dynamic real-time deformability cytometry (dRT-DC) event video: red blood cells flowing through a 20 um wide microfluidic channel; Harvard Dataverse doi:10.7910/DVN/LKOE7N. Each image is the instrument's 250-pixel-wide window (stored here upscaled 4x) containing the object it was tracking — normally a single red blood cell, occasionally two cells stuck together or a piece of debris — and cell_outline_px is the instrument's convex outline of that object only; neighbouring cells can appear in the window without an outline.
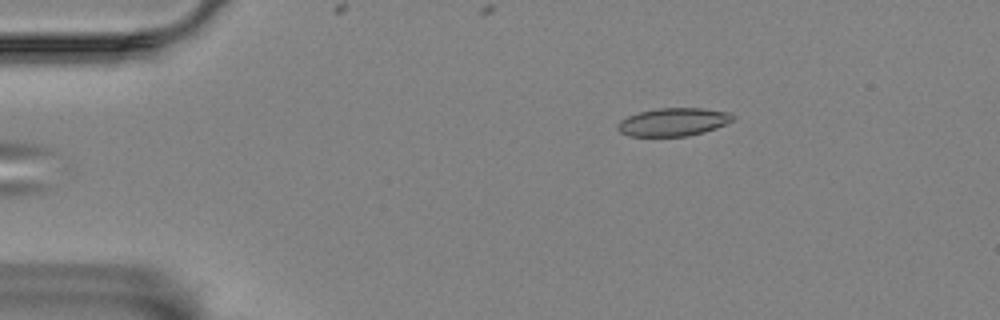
{"species": "Egyptian fruit bat (a non-hibernating species)", "species_latin": "Rousettus aegyptiacus", "temperature_condition": "room temperature", "stored_images_in_passage": 38, "camera_frame_rate_fps": 3000, "um_per_image_px": 0.085, "animal": {"sex": "female"}, "frame": {"image": 1, "passage_image": 2, "time_ms": 0.333, "image_size_px": [1000, 320], "cell_outline_px": [[736, 116], [732, 120], [716, 128], [704, 132], [688, 136], [628, 136], [620, 132], [616, 128], [616, 124], [620, 120], [628, 116], [640, 112], [660, 108], [700, 108], [728, 112]], "centroid_in_image_um": [57.2, 10.37], "position_along_channel_um": 27.8, "area_um2": 18.79}}
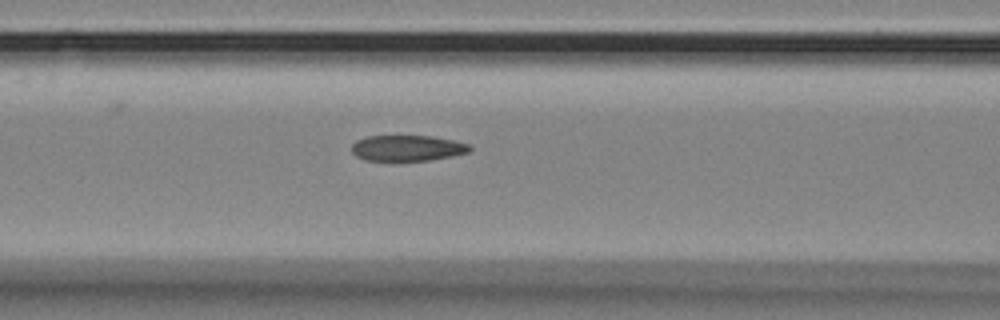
{"frame": {"image": 2, "passage_image": 16, "time_ms": 5.0, "image_size_px": [1000, 320], "cell_outline_px": [[472, 148], [468, 152], [452, 156], [428, 160], [364, 160], [356, 156], [352, 152], [352, 144], [356, 140], [368, 136], [432, 136], [452, 140], [468, 144]], "centroid_in_image_um": [34.6, 12.58], "position_along_channel_um": 132.0, "area_um2": 17.57}}
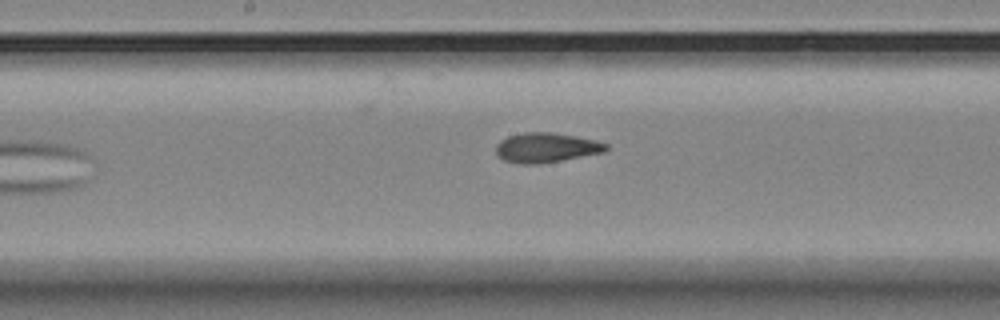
{"frame": {"image": 3, "passage_image": 22, "time_ms": 7.0, "image_size_px": [1000, 320], "cell_outline_px": [[608, 148], [604, 152], [540, 164], [520, 164], [504, 160], [496, 152], [496, 144], [500, 140], [508, 136], [524, 132], [552, 132], [576, 136], [596, 140], [608, 144]], "centroid_in_image_um": [46.43, 12.54], "position_along_channel_um": 201.8, "area_um2": 19.07}}